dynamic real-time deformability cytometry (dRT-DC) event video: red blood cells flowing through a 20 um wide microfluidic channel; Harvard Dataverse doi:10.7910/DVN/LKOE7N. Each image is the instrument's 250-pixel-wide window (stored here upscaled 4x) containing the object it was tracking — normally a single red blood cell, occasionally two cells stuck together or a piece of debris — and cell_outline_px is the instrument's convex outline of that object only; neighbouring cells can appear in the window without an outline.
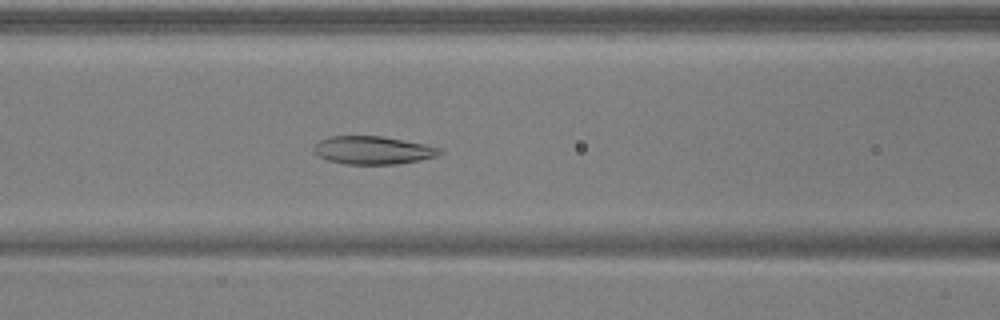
{"species": "common noctule bat (a hibernating species)", "species_latin": "Nyctalus noctula", "temperature_condition": "warm", "stored_images_in_passage": 52, "camera_frame_rate_fps": 3000, "um_per_image_px": 0.085, "animal": {"sex": "male", "body_mass_g": 17.9, "forearm_length_mm": 54.2}, "frame": {"image": 1, "passage_image": 22, "time_ms": 7.0, "image_size_px": [1000, 320], "cell_outline_px": [[444, 152], [436, 156], [420, 160], [396, 164], [344, 164], [328, 160], [320, 156], [316, 152], [316, 144], [320, 140], [328, 136], [380, 136], [424, 144], [444, 148]], "centroid_in_image_um": [31.76, 12.77], "position_along_channel_um": 134.8, "area_um2": 20.4}}
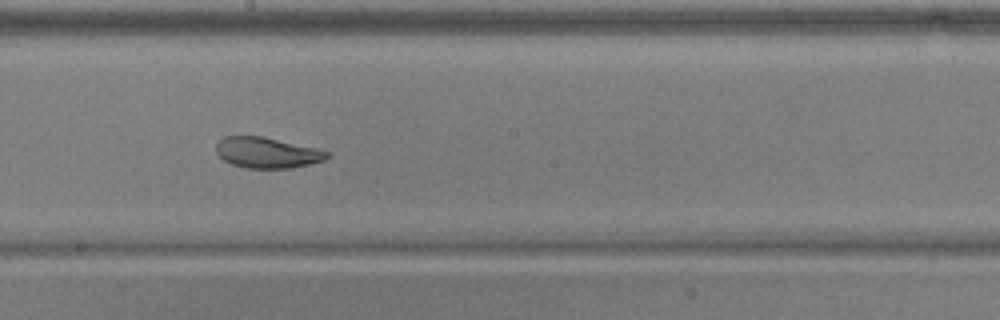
{"frame": {"image": 2, "passage_image": 29, "time_ms": 9.333, "image_size_px": [1000, 320], "cell_outline_px": [[332, 156], [324, 160], [292, 168], [248, 168], [232, 164], [224, 160], [216, 152], [216, 144], [224, 136], [264, 136], [316, 148], [328, 152]], "centroid_in_image_um": [22.71, 12.97], "position_along_channel_um": 225.5, "area_um2": 19.83}}
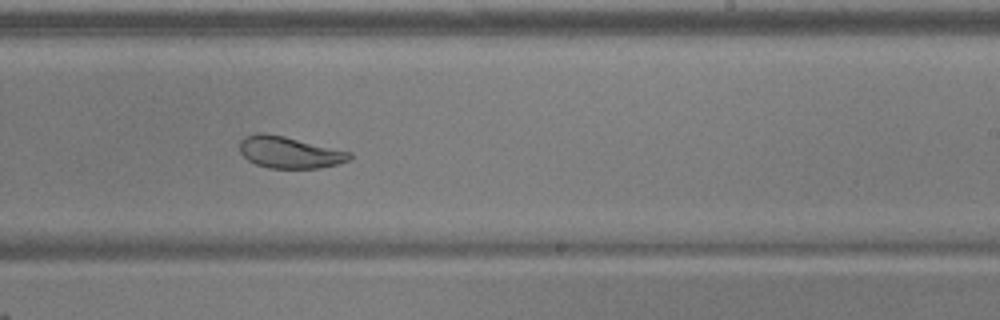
{"frame": {"image": 3, "passage_image": 32, "time_ms": 10.333, "image_size_px": [1000, 320], "cell_outline_px": [[352, 156], [348, 160], [336, 164], [320, 168], [268, 168], [256, 164], [248, 160], [240, 152], [240, 140], [244, 136], [256, 132], [260, 132], [284, 136], [352, 152]], "centroid_in_image_um": [24.58, 12.94], "position_along_channel_um": 264.4, "area_um2": 20.29}, "authors_computed_cell_mechanics": {"area_um2": 25.5765, "velocity_mm_per_s": 3.899, "shape_relaxation_time_tau1_ms": 9.8387, "shape_relaxation_time_tau2_ms": 1.5648, "deformation_change_tau1": 0.232, "deformation_change_tau2": 0.0554}}